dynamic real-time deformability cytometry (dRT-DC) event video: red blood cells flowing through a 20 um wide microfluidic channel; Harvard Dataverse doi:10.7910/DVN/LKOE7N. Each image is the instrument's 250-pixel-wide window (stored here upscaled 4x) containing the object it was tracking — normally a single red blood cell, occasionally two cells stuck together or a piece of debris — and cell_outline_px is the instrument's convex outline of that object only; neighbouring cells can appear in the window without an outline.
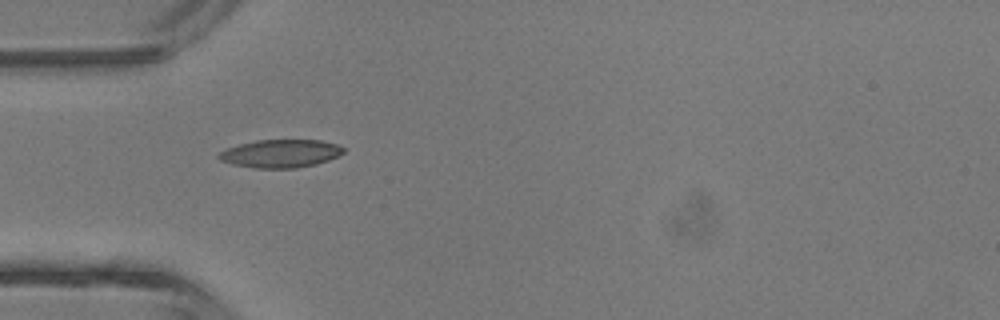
{"species": "common noctule bat (a hibernating species)", "species_latin": "Nyctalus noctula", "temperature_condition": "room temperature", "stored_images_in_passage": 5, "camera_frame_rate_fps": 3000, "um_per_image_px": 0.085, "animal": {"sex": "male", "body_mass_g": 13.3}, "frame": {"image": 1, "passage_image": 4, "time_ms": 3.333, "image_size_px": [1000, 320], "cell_outline_px": [[344, 152], [328, 160], [316, 164], [296, 168], [252, 168], [232, 164], [220, 160], [216, 156], [224, 148], [256, 140], [320, 140], [336, 144], [344, 148]], "centroid_in_image_um": [23.8, 13.05], "position_along_channel_um": 61.2, "area_um2": 20.4}}
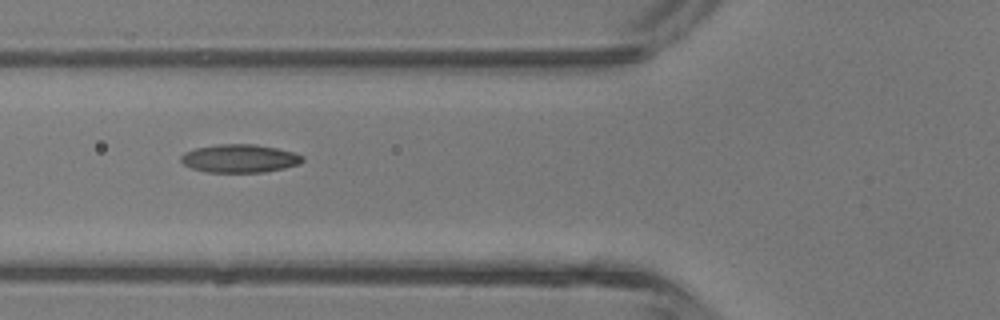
{"frame": {"image": 2, "passage_image": 5, "time_ms": 4.333, "image_size_px": [1000, 320], "cell_outline_px": [[304, 160], [300, 164], [284, 168], [264, 172], [208, 172], [192, 168], [184, 164], [180, 160], [180, 156], [184, 152], [196, 148], [220, 144], [256, 144], [276, 148], [292, 152], [304, 156]], "centroid_in_image_um": [20.38, 13.47], "position_along_channel_um": 105.4, "area_um2": 19.94}}